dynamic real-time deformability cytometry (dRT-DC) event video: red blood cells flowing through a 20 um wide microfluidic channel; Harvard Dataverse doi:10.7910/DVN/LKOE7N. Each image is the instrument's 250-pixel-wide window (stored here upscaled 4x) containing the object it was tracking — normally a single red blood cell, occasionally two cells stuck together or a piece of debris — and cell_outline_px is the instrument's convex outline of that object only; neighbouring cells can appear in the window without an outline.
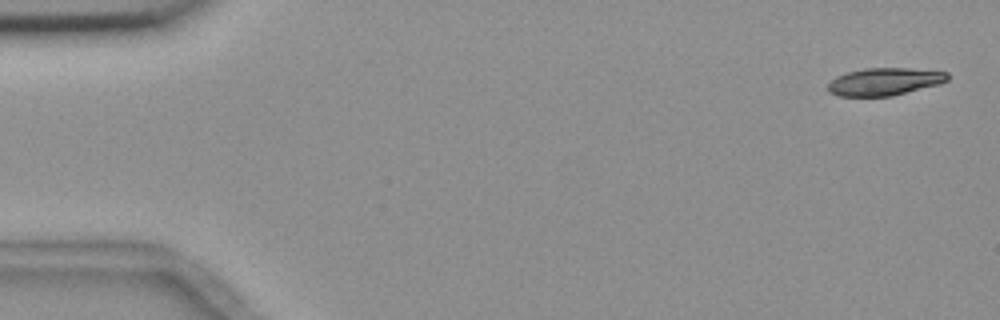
{"species": "common noctule bat (a hibernating species)", "species_latin": "Nyctalus noctula", "temperature_condition": "room temperature", "stored_images_in_passage": 52, "camera_frame_rate_fps": 3000, "um_per_image_px": 0.085, "animal": {"sex": "female", "body_mass_g": 18.4}, "frame": {"image": 1, "passage_image": 2, "time_ms": 0.333, "image_size_px": [1000, 320], "cell_outline_px": [[948, 80], [940, 84], [892, 96], [836, 96], [828, 92], [828, 84], [836, 76], [848, 72], [864, 68], [908, 68], [948, 72]], "centroid_in_image_um": [75.17, 6.94], "position_along_channel_um": 9.8, "area_um2": 19.25}}
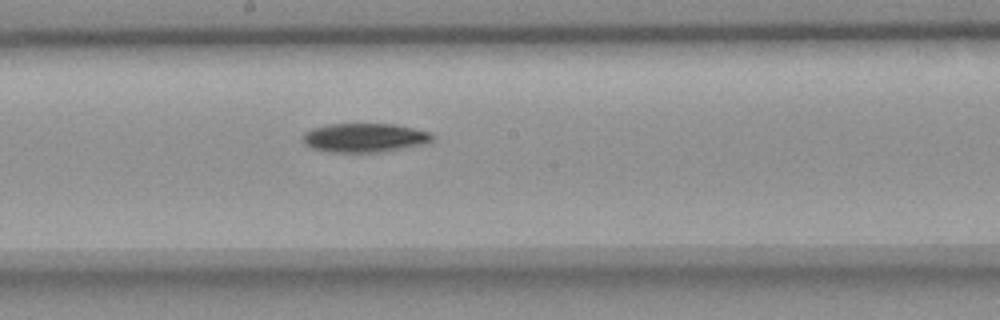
{"frame": {"image": 2, "passage_image": 30, "time_ms": 9.667, "image_size_px": [1000, 320], "cell_outline_px": [[432, 140], [424, 144], [384, 152], [332, 152], [312, 148], [304, 144], [300, 140], [304, 132], [312, 128], [328, 124], [396, 124], [432, 132]], "centroid_in_image_um": [30.97, 11.7], "position_along_channel_um": 217.2, "area_um2": 22.08}}
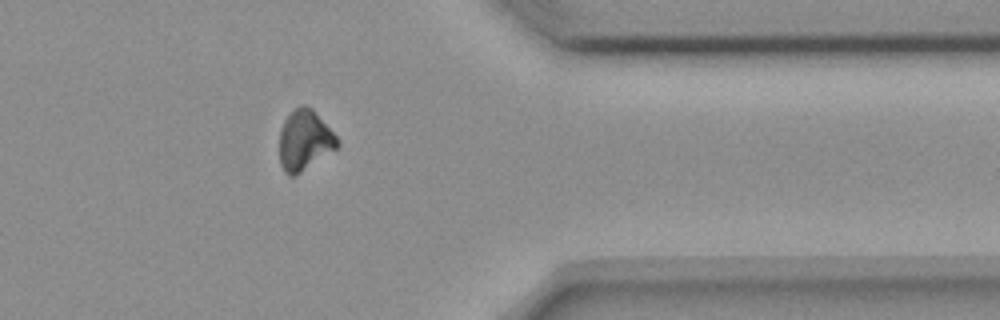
{"frame": {"image": 3, "passage_image": 45, "time_ms": 14.667, "image_size_px": [1000, 320], "cell_outline_px": [[340, 144], [336, 148], [296, 176], [288, 176], [284, 172], [280, 164], [280, 128], [284, 120], [300, 104], [304, 104], [312, 108], [336, 136]], "centroid_in_image_um": [25.87, 11.94], "position_along_channel_um": 385.5, "area_um2": 20.23}, "authors_computed_cell_mechanics": {"area_um2": 21.1259, "velocity_mm_per_s": 3.6444, "shape_relaxation_time_tau1_ms": 4.828, "shape_relaxation_time_tau2_ms": null, "deformation_change_tau1": 0.1279, "deformation_change_tau2": null}}